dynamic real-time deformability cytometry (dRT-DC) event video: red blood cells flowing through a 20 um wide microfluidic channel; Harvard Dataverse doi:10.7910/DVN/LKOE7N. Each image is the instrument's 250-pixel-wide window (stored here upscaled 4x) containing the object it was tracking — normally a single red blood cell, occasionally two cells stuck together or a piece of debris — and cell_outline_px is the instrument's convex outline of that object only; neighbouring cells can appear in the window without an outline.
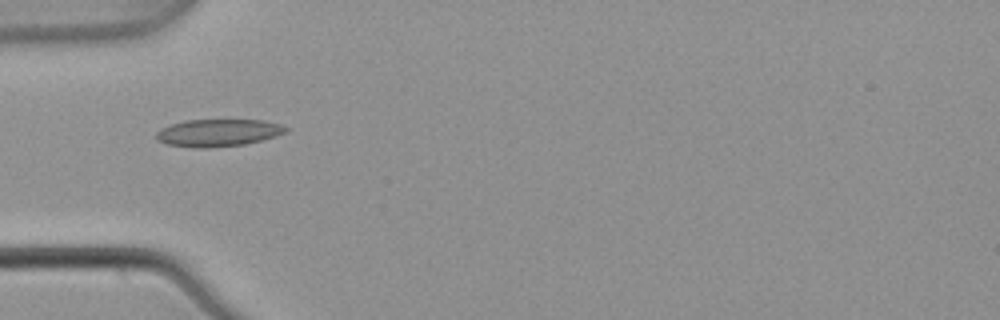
{"species": "common noctule bat (a hibernating species)", "species_latin": "Nyctalus noctula", "temperature_condition": "warm", "stored_images_in_passage": 3, "camera_frame_rate_fps": 3000, "um_per_image_px": 0.085, "animal": {"sex": "male", "body_mass_g": 21.5, "forearm_length_mm": 52.0}, "frame": {"image": 1, "passage_image": 1, "time_ms": 0.0, "image_size_px": [1000, 320], "cell_outline_px": [[288, 128], [284, 132], [276, 136], [244, 144], [208, 148], [196, 148], [168, 144], [156, 140], [156, 132], [160, 128], [172, 124], [188, 120], [264, 120], [280, 124]], "centroid_in_image_um": [18.51, 11.28], "position_along_channel_um": 66.5, "area_um2": 20.46}}
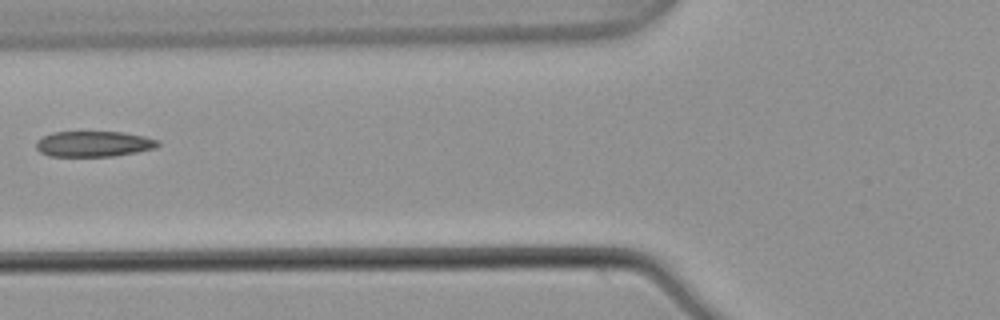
{"frame": {"image": 2, "passage_image": 2, "time_ms": 0.333, "image_size_px": [1000, 320], "cell_outline_px": [[160, 144], [156, 148], [136, 152], [112, 156], [48, 156], [40, 152], [36, 148], [36, 140], [52, 132], [124, 132], [144, 136], [160, 140]], "centroid_in_image_um": [7.97, 12.23], "position_along_channel_um": 117.8, "area_um2": 18.26}}
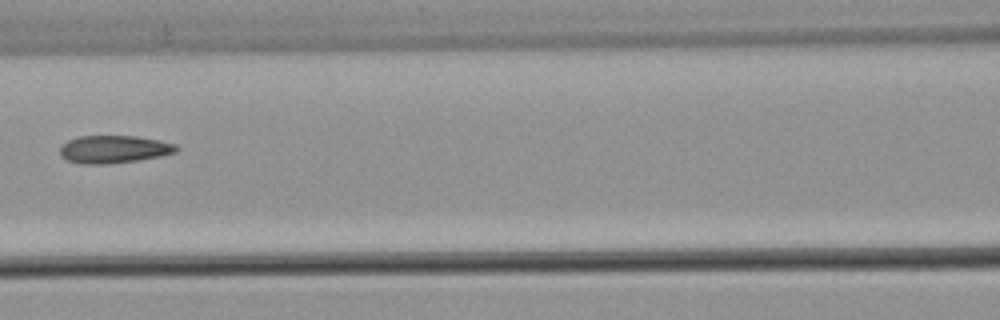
{"frame": {"image": 3, "passage_image": 3, "time_ms": 0.667, "image_size_px": [1000, 320], "cell_outline_px": [[180, 148], [176, 152], [160, 156], [136, 160], [104, 164], [80, 164], [68, 160], [60, 156], [60, 148], [68, 140], [80, 136], [136, 136], [160, 140], [176, 144]], "centroid_in_image_um": [9.69, 12.68], "position_along_channel_um": 156.9, "area_um2": 18.73}}